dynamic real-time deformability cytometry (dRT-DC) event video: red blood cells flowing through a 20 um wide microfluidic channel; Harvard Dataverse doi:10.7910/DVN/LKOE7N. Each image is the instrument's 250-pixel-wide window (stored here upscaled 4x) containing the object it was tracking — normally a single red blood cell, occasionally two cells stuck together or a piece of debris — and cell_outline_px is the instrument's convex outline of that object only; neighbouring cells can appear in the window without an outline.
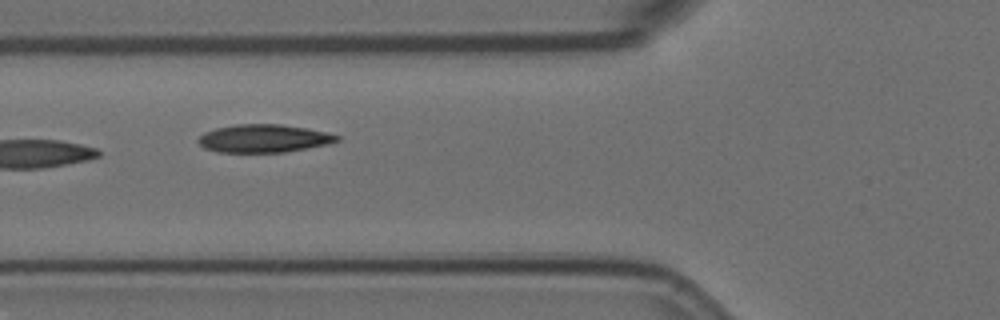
{"species": "Egyptian fruit bat (a non-hibernating species)", "species_latin": "Rousettus aegyptiacus", "temperature_condition": "room temperature", "stored_images_in_passage": 10, "camera_frame_rate_fps": 3000, "um_per_image_px": 0.085, "animal": {"sex": "female"}, "frame": {"image": 1, "passage_image": 5, "time_ms": 1.333, "image_size_px": [1000, 320], "cell_outline_px": [[340, 140], [328, 144], [308, 148], [284, 152], [216, 152], [204, 148], [196, 140], [204, 132], [216, 128], [236, 124], [280, 124], [304, 128], [324, 132], [340, 136]], "centroid_in_image_um": [22.38, 11.77], "position_along_channel_um": 103.4, "area_um2": 22.54}}
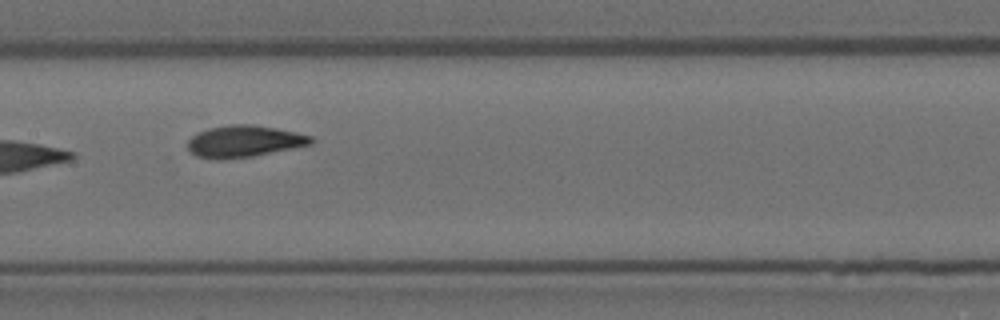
{"frame": {"image": 2, "passage_image": 7, "time_ms": 2.0, "image_size_px": [1000, 320], "cell_outline_px": [[316, 140], [312, 144], [252, 156], [216, 160], [196, 156], [188, 148], [188, 140], [196, 132], [208, 128], [228, 124], [252, 124], [276, 128], [296, 132], [312, 136]], "centroid_in_image_um": [20.74, 12.0], "position_along_channel_um": 186.7, "area_um2": 22.89}}
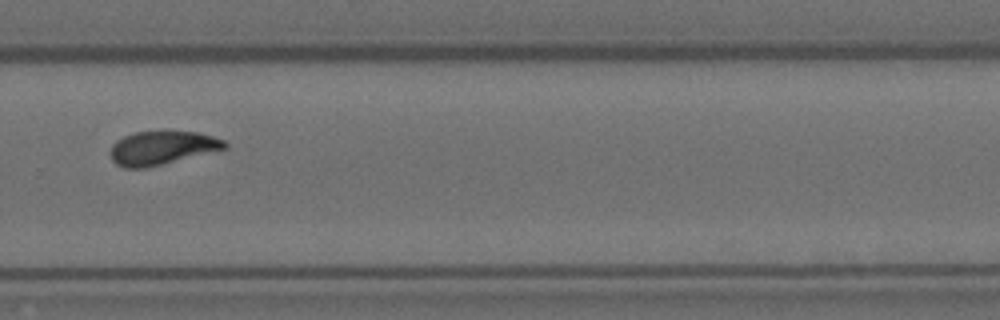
{"frame": {"image": 3, "passage_image": 10, "time_ms": 3.0, "image_size_px": [1000, 320], "cell_outline_px": [[228, 148], [148, 168], [124, 168], [116, 164], [112, 160], [112, 144], [116, 140], [124, 136], [136, 132], [196, 132], [212, 136], [224, 140], [228, 144]], "centroid_in_image_um": [13.78, 12.59], "position_along_channel_um": 316.0, "area_um2": 22.25}}